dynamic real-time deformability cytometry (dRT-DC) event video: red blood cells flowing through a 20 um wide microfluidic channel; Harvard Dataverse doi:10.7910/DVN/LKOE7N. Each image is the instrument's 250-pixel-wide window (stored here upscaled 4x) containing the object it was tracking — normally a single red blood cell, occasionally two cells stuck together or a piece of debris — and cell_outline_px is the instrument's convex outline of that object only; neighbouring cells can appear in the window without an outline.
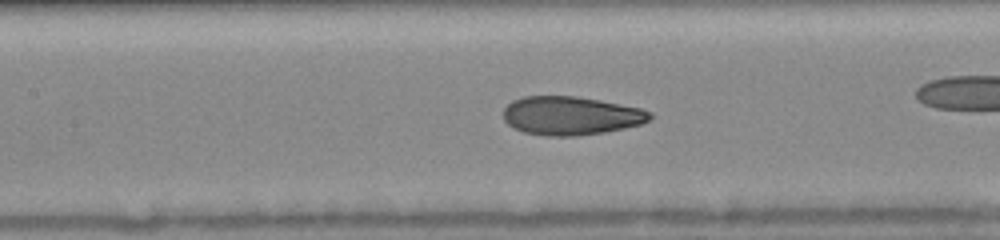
{"species": "human", "species_latin": "Homo sapiens", "temperature_condition": "room temperature", "stored_images_in_passage": 24, "camera_frame_rate_fps": 3000, "um_per_image_px": 0.085, "donor": {"sex": "female"}, "frame": {"image": 1, "passage_image": 8, "time_ms": 2.333, "image_size_px": [1000, 240], "cell_outline_px": [[652, 116], [648, 120], [640, 124], [624, 128], [604, 132], [576, 136], [544, 136], [524, 132], [512, 128], [504, 120], [504, 108], [512, 100], [524, 96], [576, 96], [600, 100], [640, 108], [652, 112]], "centroid_in_image_um": [48.49, 9.83], "position_along_channel_um": 158.9, "area_um2": 33.0}}
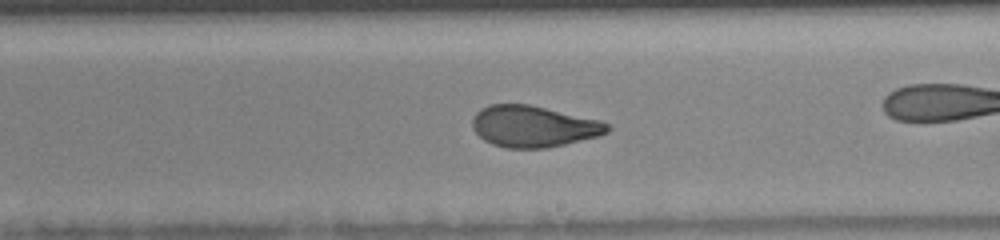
{"frame": {"image": 2, "passage_image": 14, "time_ms": 4.333, "image_size_px": [1000, 240], "cell_outline_px": [[612, 128], [608, 132], [596, 136], [564, 144], [544, 148], [504, 148], [492, 144], [484, 140], [472, 128], [472, 120], [476, 112], [480, 108], [488, 104], [528, 104], [600, 120], [608, 124]], "centroid_in_image_um": [45.31, 10.74], "position_along_channel_um": 243.7, "area_um2": 32.43}}
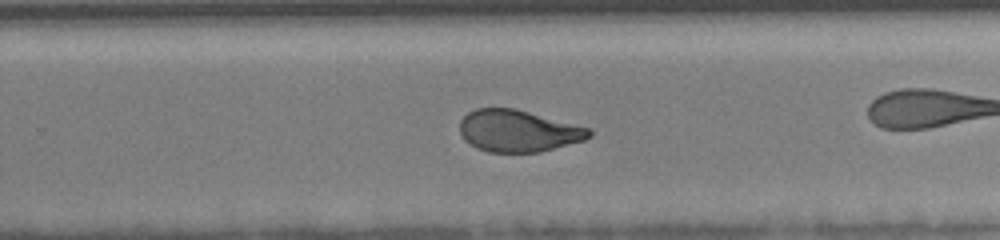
{"frame": {"image": 3, "passage_image": 17, "time_ms": 5.333, "image_size_px": [1000, 240], "cell_outline_px": [[592, 136], [584, 140], [540, 152], [488, 152], [476, 148], [464, 140], [460, 132], [460, 120], [468, 112], [476, 108], [516, 108], [592, 128]], "centroid_in_image_um": [44.06, 11.12], "position_along_channel_um": 285.7, "area_um2": 31.85}}